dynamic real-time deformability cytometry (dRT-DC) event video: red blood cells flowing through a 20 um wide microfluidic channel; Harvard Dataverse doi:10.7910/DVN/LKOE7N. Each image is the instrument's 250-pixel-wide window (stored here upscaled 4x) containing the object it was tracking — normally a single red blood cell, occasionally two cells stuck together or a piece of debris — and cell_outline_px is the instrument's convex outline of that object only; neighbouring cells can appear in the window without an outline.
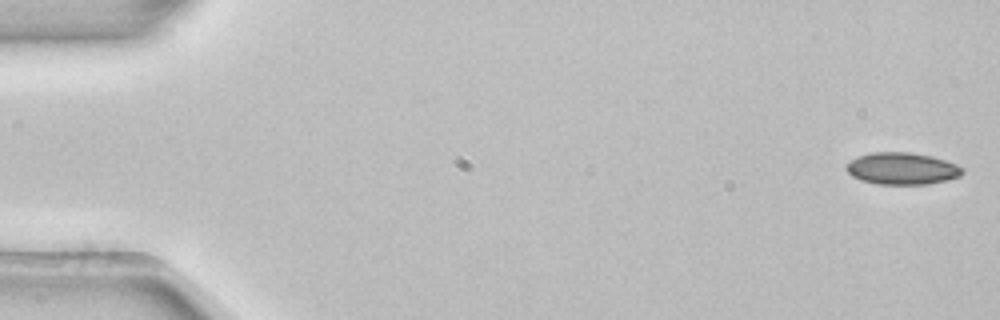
{"species": "common noctule bat (a hibernating species)", "species_latin": "Nyctalus noctula", "temperature_condition": "room temperature", "stored_images_in_passage": 5, "segment_of_instrument_passage": [1, 2], "camera_frame_rate_fps": 3000, "um_per_image_px": 0.085, "animal": {"sex": "female", "body_mass_g": 22.7, "forearm_length_mm": 54.2}, "frame": {"image": 1, "passage_image": 1, "time_ms": 0.0, "image_size_px": [1000, 320], "cell_outline_px": [[964, 172], [960, 176], [928, 184], [876, 184], [860, 180], [852, 176], [844, 168], [844, 164], [856, 156], [872, 152], [912, 152], [932, 156], [956, 164], [964, 168]], "centroid_in_image_um": [76.62, 14.32], "position_along_channel_um": 8.4, "area_um2": 21.85}}
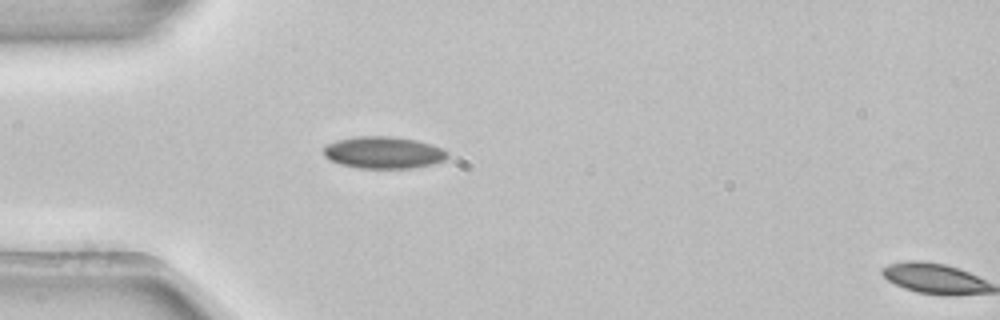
{"frame": {"image": 2, "passage_image": 4, "time_ms": 1.0, "image_size_px": [1000, 320], "cell_outline_px": [[448, 156], [444, 160], [432, 164], [412, 168], [360, 168], [340, 164], [328, 160], [324, 156], [324, 148], [328, 144], [336, 140], [356, 136], [392, 136], [416, 140], [432, 144], [448, 152]], "centroid_in_image_um": [32.58, 12.96], "position_along_channel_um": 52.4, "area_um2": 23.12}}